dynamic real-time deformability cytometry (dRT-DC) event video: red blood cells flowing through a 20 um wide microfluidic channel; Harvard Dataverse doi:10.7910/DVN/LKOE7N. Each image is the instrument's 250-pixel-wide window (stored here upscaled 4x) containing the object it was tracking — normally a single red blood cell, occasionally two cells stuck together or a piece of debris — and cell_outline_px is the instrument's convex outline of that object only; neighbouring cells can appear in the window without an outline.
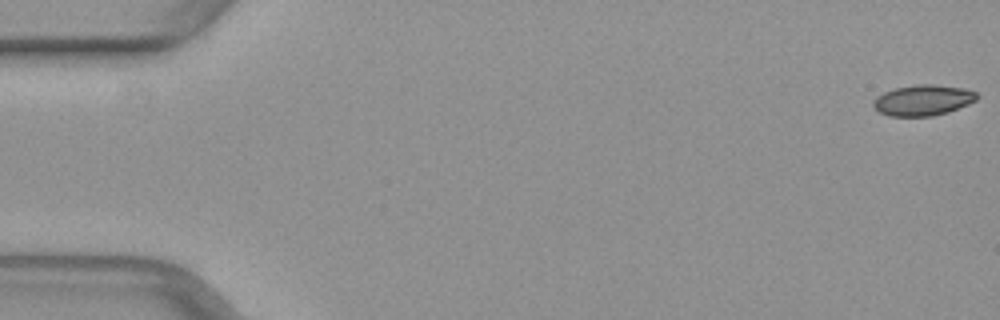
{"species": "common noctule bat (a hibernating species)", "species_latin": "Nyctalus noctula", "temperature_condition": "warm", "stored_images_in_passage": 50, "camera_frame_rate_fps": 3000, "um_per_image_px": 0.085, "animal": {"sex": "female", "body_mass_g": 29.2, "forearm_length_mm": 56.3}, "frame": {"image": 1, "passage_image": 1, "time_ms": 0.0, "image_size_px": [1000, 320], "cell_outline_px": [[976, 100], [968, 104], [948, 112], [932, 116], [888, 116], [880, 112], [872, 104], [872, 100], [876, 96], [884, 92], [896, 88], [916, 84], [932, 84], [964, 88], [976, 92]], "centroid_in_image_um": [78.42, 8.51], "position_along_channel_um": 6.6, "area_um2": 18.5}}
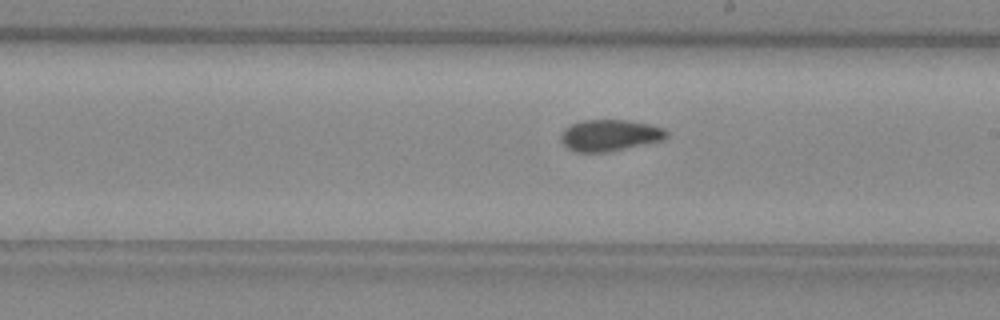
{"frame": {"image": 2, "passage_image": 29, "time_ms": 9.333, "image_size_px": [1000, 320], "cell_outline_px": [[668, 136], [664, 140], [608, 152], [576, 152], [568, 148], [560, 140], [560, 136], [564, 128], [572, 124], [584, 120], [628, 120], [648, 124], [664, 128], [668, 132]], "centroid_in_image_um": [51.84, 11.5], "position_along_channel_um": 237.2, "area_um2": 19.42}}
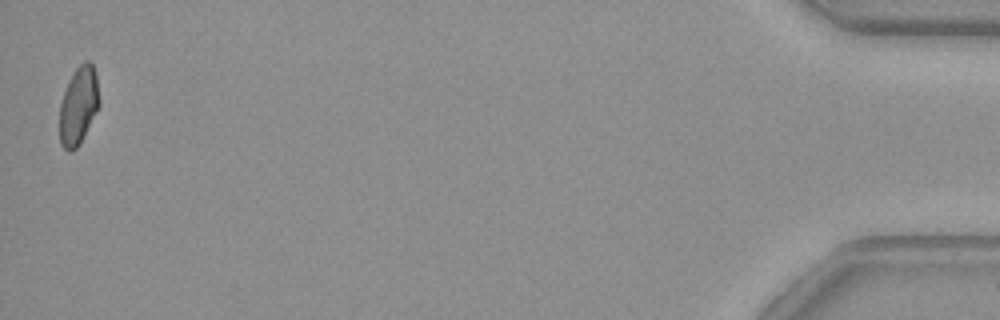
{"frame": {"image": 3, "passage_image": 50, "time_ms": 16.333, "image_size_px": [1000, 320], "cell_outline_px": [[100, 104], [80, 144], [72, 152], [68, 152], [60, 144], [60, 104], [64, 92], [76, 68], [84, 60], [88, 60], [92, 64], [96, 72], [100, 100]], "centroid_in_image_um": [6.69, 8.99], "position_along_channel_um": 428.5, "area_um2": 17.98}}